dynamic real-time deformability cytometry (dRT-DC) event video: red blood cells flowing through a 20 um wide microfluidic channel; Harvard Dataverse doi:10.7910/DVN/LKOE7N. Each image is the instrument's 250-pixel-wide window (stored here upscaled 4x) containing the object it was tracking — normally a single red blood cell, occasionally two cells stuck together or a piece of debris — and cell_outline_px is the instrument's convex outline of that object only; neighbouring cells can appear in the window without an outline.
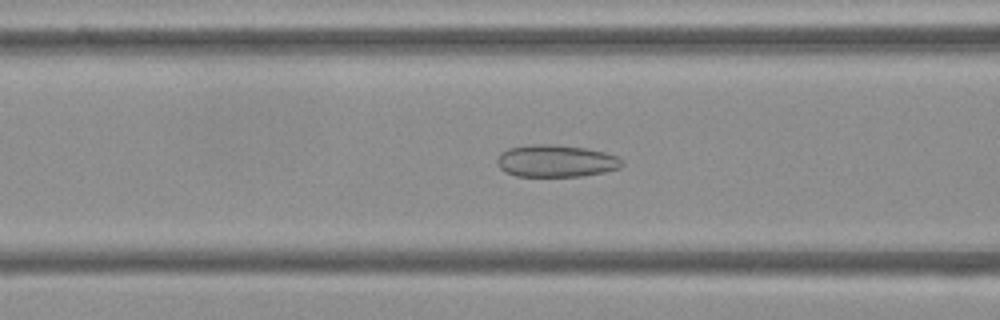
{"species": "Egyptian fruit bat (a non-hibernating species)", "species_latin": "Rousettus aegyptiacus", "temperature_condition": "cold", "stored_images_in_passage": 53, "camera_frame_rate_fps": 3000, "um_per_image_px": 0.085, "frame": {"image": 1, "passage_image": 20, "time_ms": 6.333, "image_size_px": [1000, 320], "cell_outline_px": [[624, 164], [620, 168], [604, 172], [580, 176], [516, 176], [504, 172], [496, 164], [496, 160], [500, 152], [508, 148], [532, 144], [548, 144], [588, 148], [604, 152], [616, 156], [624, 160]], "centroid_in_image_um": [47.24, 13.68], "position_along_channel_um": 119.4, "area_um2": 23.64}}
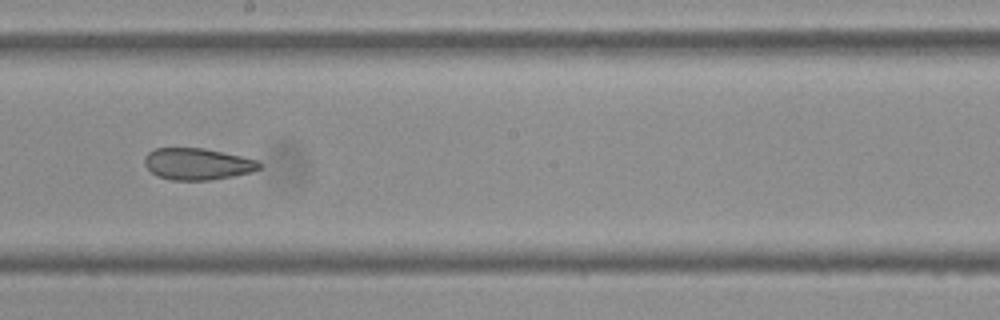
{"frame": {"image": 2, "passage_image": 29, "time_ms": 9.333, "image_size_px": [1000, 320], "cell_outline_px": [[264, 164], [260, 168], [252, 172], [232, 176], [208, 180], [172, 180], [156, 176], [144, 164], [144, 156], [148, 152], [156, 148], [204, 148], [240, 156], [256, 160]], "centroid_in_image_um": [16.77, 13.94], "position_along_channel_um": 231.4, "area_um2": 21.15}}
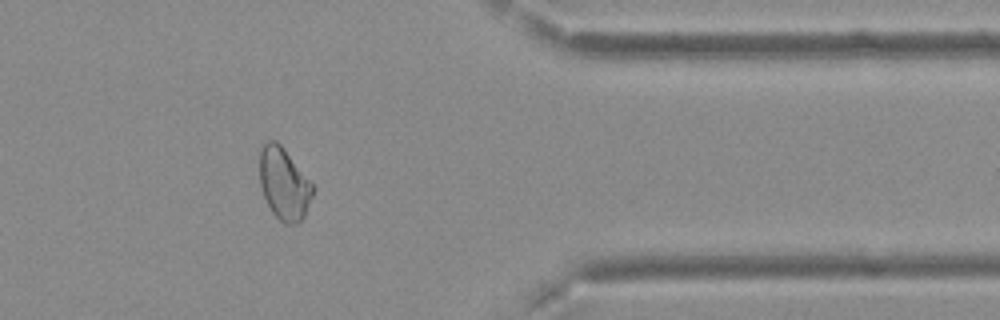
{"frame": {"image": 3, "passage_image": 43, "time_ms": 14.0, "image_size_px": [1000, 320], "cell_outline_px": [[316, 188], [304, 216], [296, 224], [284, 224], [272, 212], [264, 196], [260, 184], [260, 148], [268, 140], [276, 140], [284, 148]], "centroid_in_image_um": [24.15, 15.62], "position_along_channel_um": 387.3, "area_um2": 22.25}, "authors_computed_cell_mechanics": {"area_um2": 24.276, "velocity_mm_per_s": 3.7306, "shape_relaxation_time_tau1_ms": null, "shape_relaxation_time_tau2_ms": 2.7901, "deformation_change_tau1": null, "deformation_change_tau2": 0.0884}}